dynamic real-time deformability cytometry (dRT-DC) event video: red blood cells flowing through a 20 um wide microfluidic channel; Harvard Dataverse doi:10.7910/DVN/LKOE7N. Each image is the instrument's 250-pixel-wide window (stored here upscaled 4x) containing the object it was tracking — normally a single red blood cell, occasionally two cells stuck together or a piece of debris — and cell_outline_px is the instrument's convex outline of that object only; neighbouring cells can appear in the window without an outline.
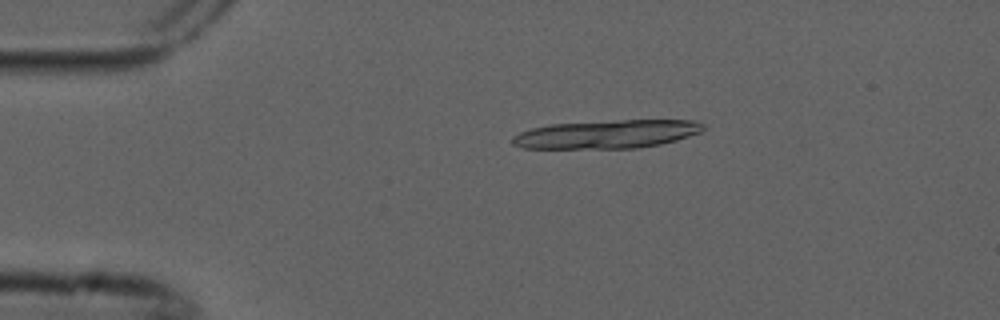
{"species": "common noctule bat (a hibernating species)", "species_latin": "Nyctalus noctula", "temperature_condition": "cold", "stored_images_in_passage": 9, "camera_frame_rate_fps": 3000, "um_per_image_px": 0.085, "animal": {"sex": "male", "forearm_length_mm": 52.5}, "frame": {"image": 1, "passage_image": 2, "time_ms": 0.333, "image_size_px": [1000, 320], "cell_outline_px": [[704, 128], [700, 132], [676, 140], [660, 144], [636, 148], [524, 148], [512, 144], [512, 136], [520, 132], [532, 128], [552, 124], [620, 120], [696, 120], [704, 124]], "centroid_in_image_um": [51.59, 11.4], "position_along_channel_um": 33.4, "area_um2": 31.39}}
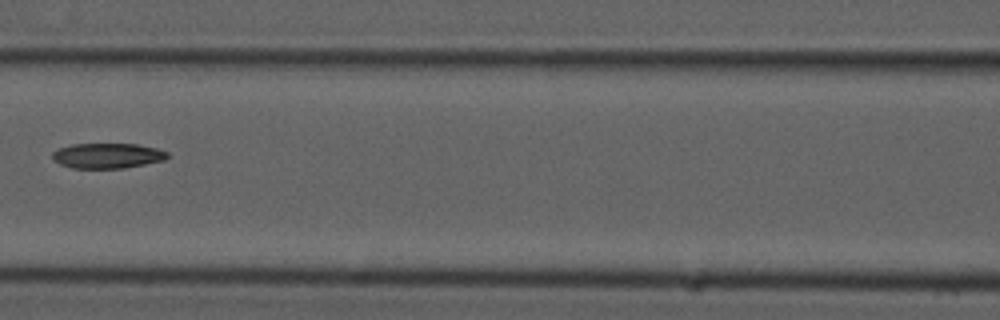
{"frame": {"image": 2, "passage_image": 6, "time_ms": 1.667, "image_size_px": [1000, 320], "cell_outline_px": [[168, 156], [164, 160], [124, 168], [72, 168], [60, 164], [52, 156], [52, 152], [60, 148], [72, 144], [140, 144], [156, 148], [168, 152]], "centroid_in_image_um": [9.15, 13.23], "position_along_channel_um": 157.5, "area_um2": 16.76}}
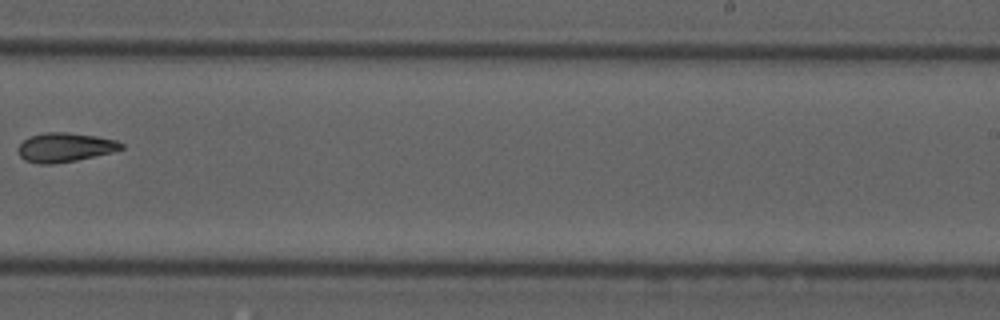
{"frame": {"image": 3, "passage_image": 9, "time_ms": 2.667, "image_size_px": [1000, 320], "cell_outline_px": [[124, 148], [112, 152], [76, 160], [52, 164], [40, 164], [24, 160], [16, 152], [16, 148], [24, 140], [32, 136], [44, 132], [68, 132], [96, 136], [116, 140], [124, 144]], "centroid_in_image_um": [5.5, 12.52], "position_along_channel_um": 283.5, "area_um2": 17.57}}